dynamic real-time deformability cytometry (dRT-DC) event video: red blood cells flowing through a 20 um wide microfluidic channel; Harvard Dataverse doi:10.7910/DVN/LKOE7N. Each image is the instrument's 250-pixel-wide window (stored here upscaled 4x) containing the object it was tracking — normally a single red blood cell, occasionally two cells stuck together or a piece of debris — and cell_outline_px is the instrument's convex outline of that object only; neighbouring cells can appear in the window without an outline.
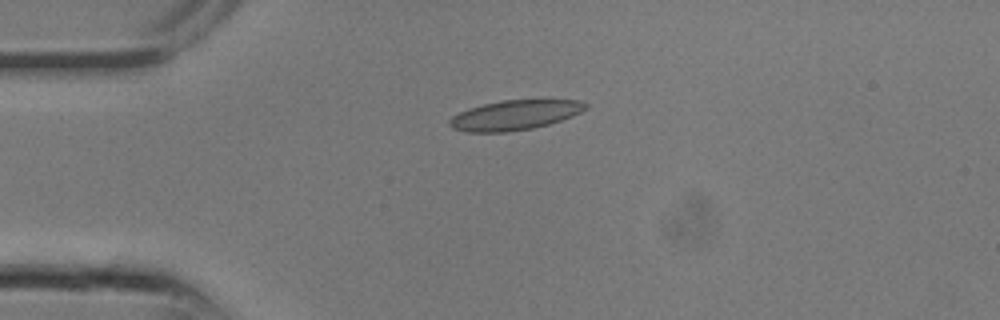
{"species": "common noctule bat (a hibernating species)", "species_latin": "Nyctalus noctula", "temperature_condition": "room temperature", "stored_images_in_passage": 4, "camera_frame_rate_fps": 3000, "um_per_image_px": 0.085, "animal": {"sex": "male", "body_mass_g": 13.3}, "frame": {"image": 1, "passage_image": 1, "time_ms": 0.0, "image_size_px": [1000, 320], "cell_outline_px": [[588, 108], [572, 116], [548, 124], [532, 128], [508, 132], [464, 132], [452, 128], [448, 124], [448, 120], [452, 116], [468, 108], [500, 100], [580, 100], [588, 104]], "centroid_in_image_um": [43.73, 9.78], "position_along_channel_um": 41.3, "area_um2": 23.64}}
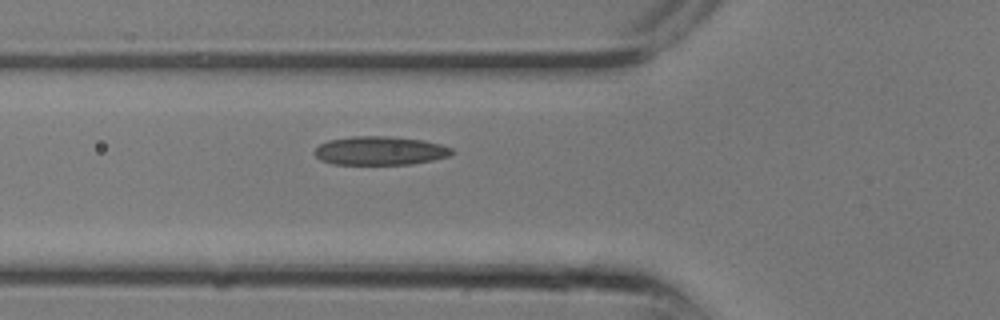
{"frame": {"image": 2, "passage_image": 4, "time_ms": 1.0, "image_size_px": [1000, 320], "cell_outline_px": [[456, 152], [452, 156], [412, 164], [332, 164], [320, 160], [312, 152], [320, 144], [328, 140], [352, 136], [388, 136], [424, 140], [440, 144], [452, 148]], "centroid_in_image_um": [32.32, 12.81], "position_along_channel_um": 93.5, "area_um2": 23.18}}